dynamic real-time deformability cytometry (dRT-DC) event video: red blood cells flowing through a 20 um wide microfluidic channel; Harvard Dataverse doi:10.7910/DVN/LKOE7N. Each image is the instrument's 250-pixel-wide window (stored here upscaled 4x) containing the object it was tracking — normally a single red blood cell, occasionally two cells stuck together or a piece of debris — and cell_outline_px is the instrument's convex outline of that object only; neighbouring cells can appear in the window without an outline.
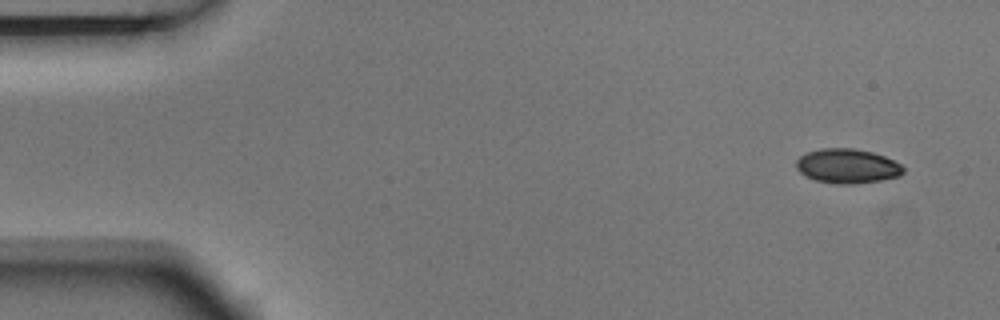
{"species": "Egyptian fruit bat (a non-hibernating species)", "species_latin": "Rousettus aegyptiacus", "temperature_condition": "room temperature", "stored_images_in_passage": 5, "camera_frame_rate_fps": 3000, "um_per_image_px": 0.085, "animal": {"sex": "male"}, "frame": {"image": 1, "passage_image": 1, "time_ms": 0.0, "image_size_px": [1000, 320], "cell_outline_px": [[904, 172], [900, 176], [880, 180], [852, 184], [840, 184], [816, 180], [804, 176], [796, 168], [796, 160], [800, 156], [808, 152], [820, 148], [852, 148], [872, 152], [884, 156], [900, 164], [904, 168]], "centroid_in_image_um": [72.0, 14.11], "position_along_channel_um": 13.0, "area_um2": 21.44}}
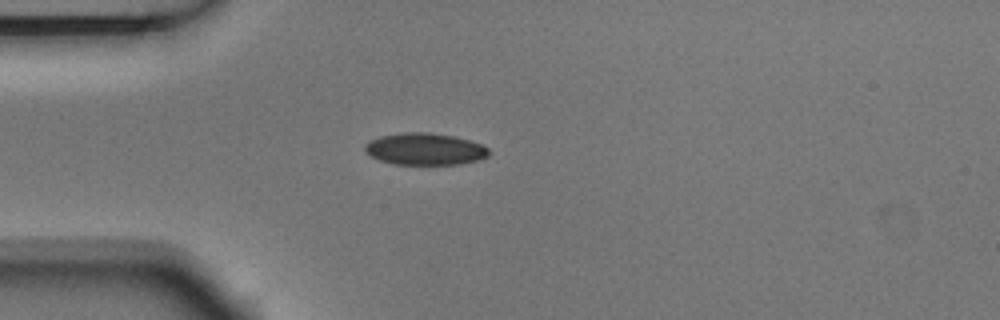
{"frame": {"image": 2, "passage_image": 4, "time_ms": 1.0, "image_size_px": [1000, 320], "cell_outline_px": [[488, 156], [476, 160], [460, 164], [392, 164], [380, 160], [364, 152], [364, 144], [368, 140], [380, 136], [400, 132], [428, 132], [452, 136], [484, 144], [488, 148]], "centroid_in_image_um": [36.07, 12.66], "position_along_channel_um": 48.9, "area_um2": 23.12}}